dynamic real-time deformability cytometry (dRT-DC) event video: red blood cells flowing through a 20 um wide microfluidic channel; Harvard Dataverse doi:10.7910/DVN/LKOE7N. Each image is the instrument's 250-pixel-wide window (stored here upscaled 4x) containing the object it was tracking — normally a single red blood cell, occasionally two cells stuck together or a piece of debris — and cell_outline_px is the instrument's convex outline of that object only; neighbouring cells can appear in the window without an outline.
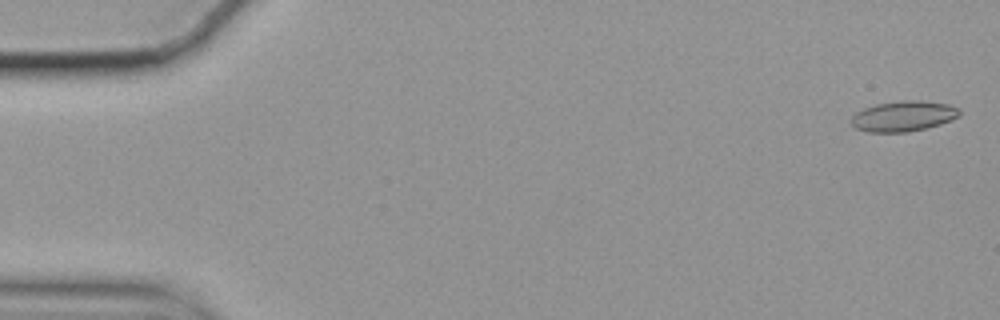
{"species": "common noctule bat (a hibernating species)", "species_latin": "Nyctalus noctula", "temperature_condition": "cold", "stored_images_in_passage": 58, "camera_frame_rate_fps": 3000, "um_per_image_px": 0.085, "animal": {"sex": "female", "body_mass_g": 19.9}, "frame": {"image": 1, "passage_image": 2, "time_ms": 0.333, "image_size_px": [1000, 320], "cell_outline_px": [[960, 116], [952, 120], [928, 128], [908, 132], [868, 132], [856, 128], [852, 124], [852, 116], [856, 112], [864, 108], [876, 104], [900, 100], [920, 100], [948, 104], [960, 108]], "centroid_in_image_um": [76.83, 9.87], "position_along_channel_um": 8.2, "area_um2": 19.36}}
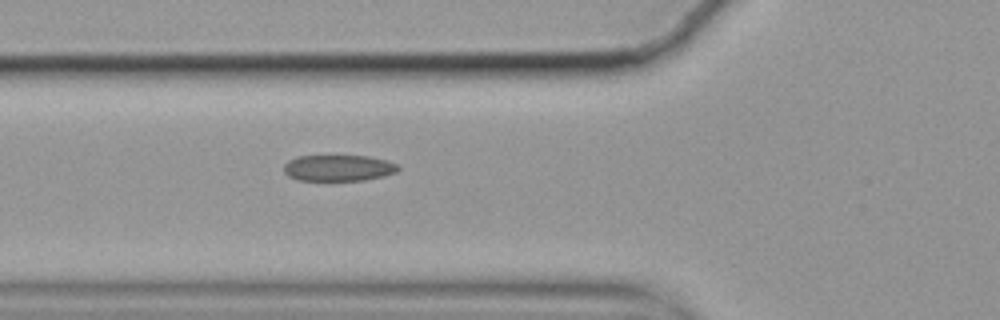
{"frame": {"image": 2, "passage_image": 21, "time_ms": 6.667, "image_size_px": [1000, 320], "cell_outline_px": [[400, 168], [396, 172], [364, 180], [296, 180], [288, 176], [284, 172], [284, 164], [288, 160], [296, 156], [368, 156], [388, 160], [396, 164]], "centroid_in_image_um": [28.73, 14.27], "position_along_channel_um": 97.1, "area_um2": 17.4}}
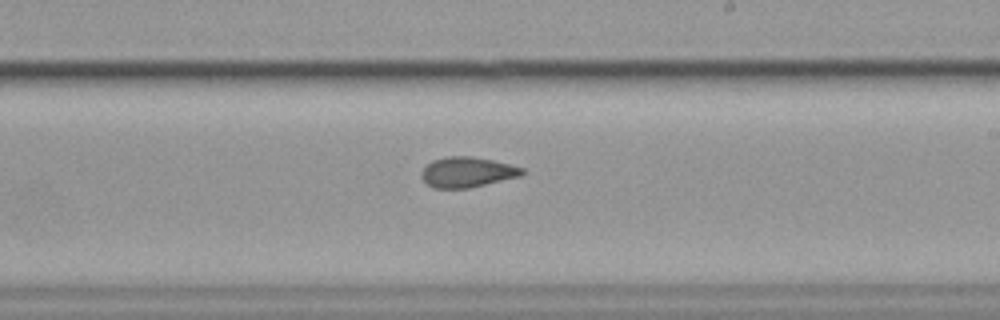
{"frame": {"image": 3, "passage_image": 34, "time_ms": 11.0, "image_size_px": [1000, 320], "cell_outline_px": [[524, 172], [520, 176], [468, 188], [436, 188], [428, 184], [420, 176], [424, 168], [432, 160], [448, 156], [472, 156], [492, 160], [524, 168]], "centroid_in_image_um": [39.7, 14.62], "position_along_channel_um": 249.3, "area_um2": 17.51}, "authors_computed_cell_mechanics": {"area_um2": 18.3804, "velocity_mm_per_s": 3.5184, "shape_relaxation_time_tau1_ms": 10.6592, "shape_relaxation_time_tau2_ms": 2.4942, "deformation_change_tau1": 0.1935, "deformation_change_tau2": 0.0977}}